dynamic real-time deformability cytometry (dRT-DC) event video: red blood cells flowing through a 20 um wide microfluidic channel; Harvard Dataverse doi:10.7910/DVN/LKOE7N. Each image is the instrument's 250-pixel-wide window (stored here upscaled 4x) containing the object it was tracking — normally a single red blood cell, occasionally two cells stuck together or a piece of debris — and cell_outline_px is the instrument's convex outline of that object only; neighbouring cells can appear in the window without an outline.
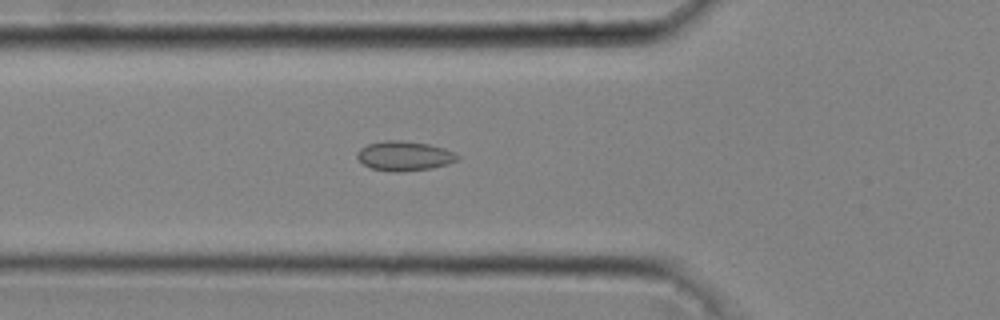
{"species": "common noctule bat (a hibernating species)", "species_latin": "Nyctalus noctula", "temperature_condition": "cold", "stored_images_in_passage": 37, "camera_frame_rate_fps": 3000, "um_per_image_px": 0.085, "animal": {"sex": "male", "body_mass_g": 20.4}, "frame": {"image": 1, "passage_image": 7, "time_ms": 2.0, "image_size_px": [1000, 320], "cell_outline_px": [[460, 156], [456, 160], [448, 164], [432, 168], [400, 172], [396, 172], [372, 168], [364, 164], [356, 156], [356, 152], [360, 148], [368, 144], [384, 140], [400, 140], [428, 144], [444, 148], [456, 152]], "centroid_in_image_um": [34.38, 13.25], "position_along_channel_um": 91.4, "area_um2": 17.28}}
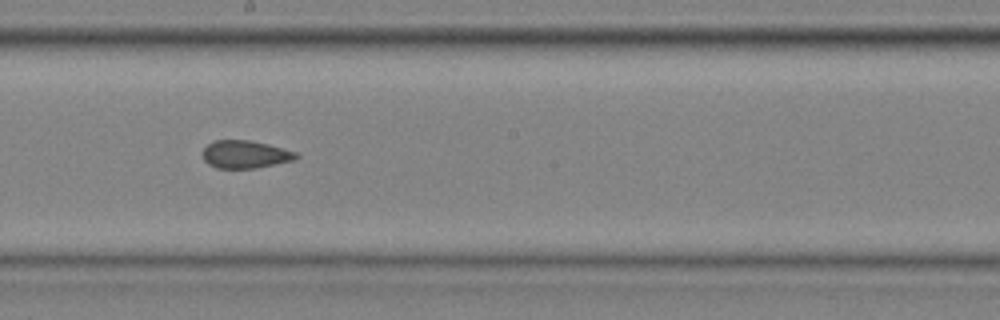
{"frame": {"image": 2, "passage_image": 17, "time_ms": 5.333, "image_size_px": [1000, 320], "cell_outline_px": [[300, 156], [296, 160], [256, 168], [216, 168], [208, 164], [204, 160], [200, 152], [212, 140], [248, 140], [268, 144], [296, 152]], "centroid_in_image_um": [20.82, 13.12], "position_along_channel_um": 227.4, "area_um2": 15.32}}
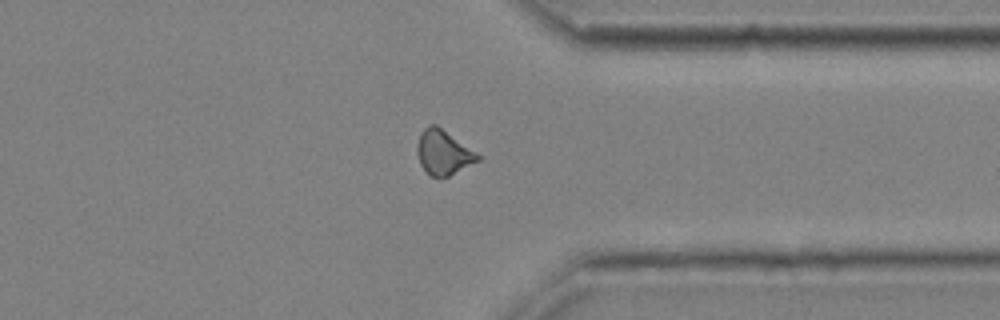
{"frame": {"image": 3, "passage_image": 28, "time_ms": 9.0, "image_size_px": [1000, 320], "cell_outline_px": [[484, 156], [480, 160], [448, 176], [432, 176], [420, 164], [416, 152], [416, 148], [420, 132], [428, 124], [436, 124]], "centroid_in_image_um": [37.71, 12.92], "position_along_channel_um": 373.7, "area_um2": 15.9}, "authors_computed_cell_mechanics": {"area_um2": 15.5482, "velocity_mm_per_s": 4.0752, "shape_relaxation_time_tau1_ms": null, "shape_relaxation_time_tau2_ms": 1.4921, "deformation_change_tau1": null, "deformation_change_tau2": 0.0741}}